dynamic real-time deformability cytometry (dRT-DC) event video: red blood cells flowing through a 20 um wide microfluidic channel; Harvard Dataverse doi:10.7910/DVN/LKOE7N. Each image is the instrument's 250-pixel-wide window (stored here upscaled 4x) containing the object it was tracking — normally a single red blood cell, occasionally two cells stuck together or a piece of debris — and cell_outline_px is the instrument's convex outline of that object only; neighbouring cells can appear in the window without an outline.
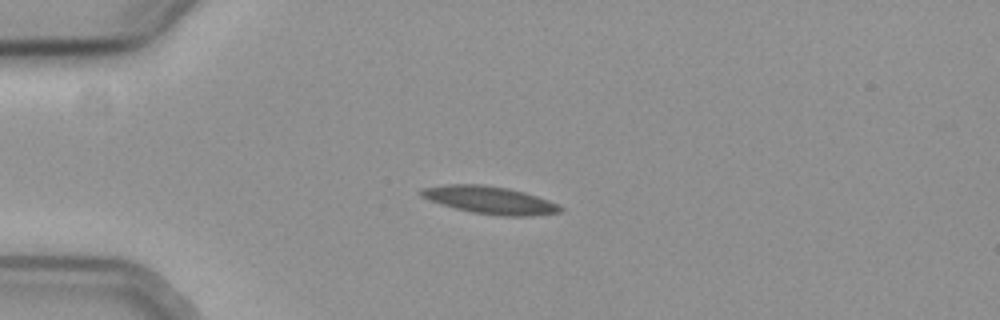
{"species": "common noctule bat (a hibernating species)", "species_latin": "Nyctalus noctula", "temperature_condition": "cold", "stored_images_in_passage": 43, "camera_frame_rate_fps": 3000, "um_per_image_px": 0.085, "animal": {"sex": "female", "body_mass_g": 19.3, "forearm_length_mm": 54.1}, "frame": {"image": 1, "passage_image": 1, "time_ms": 0.0, "image_size_px": [1000, 320], "cell_outline_px": [[564, 208], [560, 212], [532, 216], [500, 216], [472, 212], [456, 208], [420, 196], [420, 188], [448, 184], [480, 184], [508, 188], [524, 192], [548, 200]], "centroid_in_image_um": [41.65, 17.0], "position_along_channel_um": 43.3, "area_um2": 22.08}}
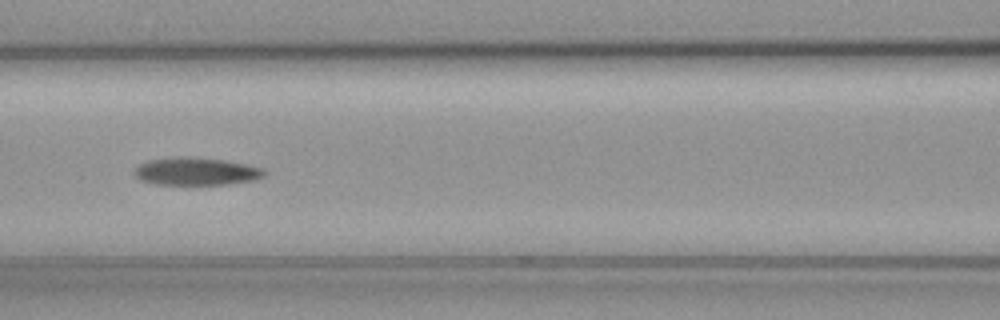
{"frame": {"image": 2, "passage_image": 12, "time_ms": 3.667, "image_size_px": [1000, 320], "cell_outline_px": [[264, 176], [252, 180], [228, 184], [156, 184], [140, 180], [132, 172], [140, 164], [148, 160], [184, 156], [220, 160], [244, 164], [260, 168], [264, 172]], "centroid_in_image_um": [16.6, 14.57], "position_along_channel_um": 150.0, "area_um2": 20.46}}
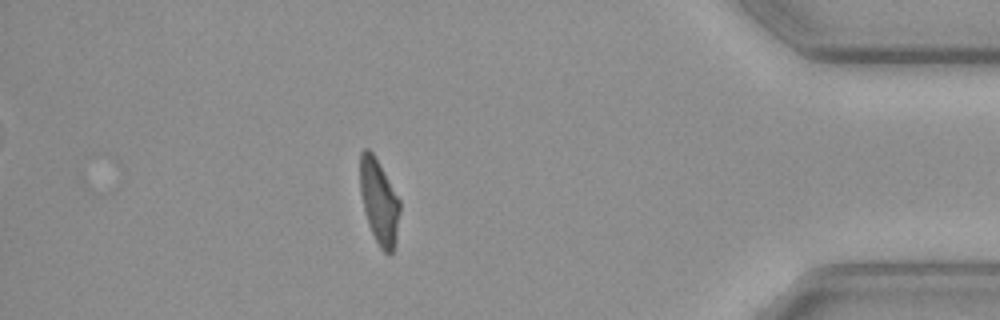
{"frame": {"image": 3, "passage_image": 36, "time_ms": 11.667, "image_size_px": [1000, 320], "cell_outline_px": [[400, 212], [396, 244], [392, 252], [388, 256], [380, 248], [368, 224], [360, 192], [360, 152], [364, 148], [368, 148], [372, 152], [400, 200]], "centroid_in_image_um": [32.23, 17.17], "position_along_channel_um": 403.0, "area_um2": 19.59}, "authors_computed_cell_mechanics": {"area_um2": 20.4612, "velocity_mm_per_s": 3.6811, "shape_relaxation_time_tau1_ms": 10.9719, "shape_relaxation_time_tau2_ms": null, "deformation_change_tau1": 0.2412, "deformation_change_tau2": null}}